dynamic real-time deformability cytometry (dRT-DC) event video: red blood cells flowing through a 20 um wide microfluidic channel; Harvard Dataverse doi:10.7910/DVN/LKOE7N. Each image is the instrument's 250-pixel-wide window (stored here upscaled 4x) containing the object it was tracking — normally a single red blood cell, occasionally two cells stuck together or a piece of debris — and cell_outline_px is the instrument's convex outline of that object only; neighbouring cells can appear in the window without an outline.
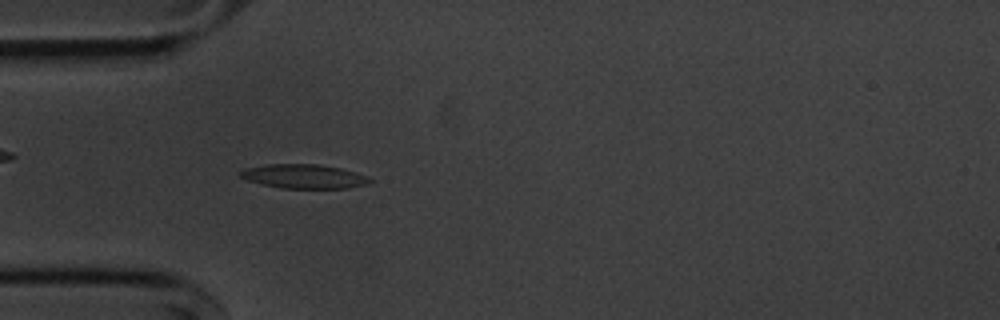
{"species": "common noctule bat (a hibernating species)", "species_latin": "Nyctalus noctula", "temperature_condition": "cold", "stored_images_in_passage": 41, "camera_frame_rate_fps": 3000, "um_per_image_px": 0.085, "animal": {"sex": "male", "body_mass_g": 20.1, "forearm_length_mm": 53.5}, "frame": {"image": 1, "passage_image": 2, "time_ms": 0.333, "image_size_px": [1000, 320], "cell_outline_px": [[372, 180], [364, 184], [348, 188], [284, 188], [260, 184], [248, 180], [240, 176], [240, 172], [244, 168], [268, 164], [316, 164], [340, 168], [368, 176]], "centroid_in_image_um": [25.8, 14.99], "position_along_channel_um": 59.2, "area_um2": 17.98}}
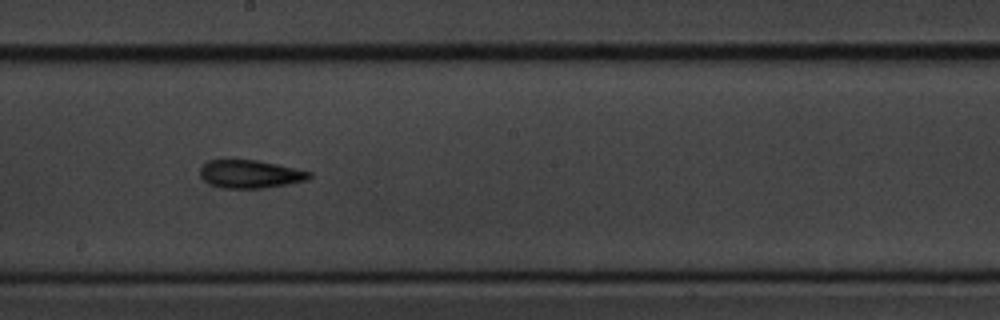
{"frame": {"image": 2, "passage_image": 16, "time_ms": 5.0, "image_size_px": [1000, 320], "cell_outline_px": [[312, 176], [308, 180], [288, 184], [264, 188], [220, 188], [208, 184], [200, 176], [200, 168], [208, 160], [256, 160], [276, 164], [312, 172]], "centroid_in_image_um": [21.26, 14.81], "position_along_channel_um": 226.9, "area_um2": 17.92}}
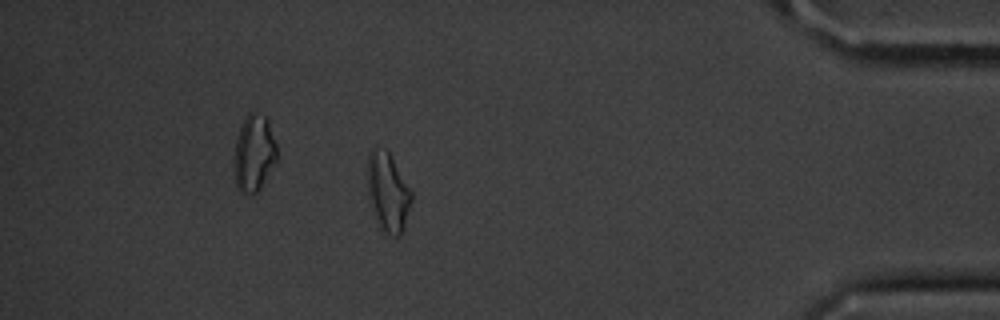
{"frame": {"image": 3, "passage_image": 34, "time_ms": 11.0, "image_size_px": [1000, 320], "cell_outline_px": [[412, 200], [400, 236], [396, 236], [384, 232], [380, 228], [368, 200], [368, 152], [372, 148], [384, 148], [388, 152], [412, 192]], "centroid_in_image_um": [32.95, 16.33], "position_along_channel_um": 402.3, "area_um2": 19.88}, "authors_computed_cell_mechanics": {"area_um2": 17.7446, "velocity_mm_per_s": 3.6383, "shape_relaxation_time_tau1_ms": 10.0895, "shape_relaxation_time_tau2_ms": 8.7384, "deformation_change_tau1": 0.2048, "deformation_change_tau2": 0.1947}}